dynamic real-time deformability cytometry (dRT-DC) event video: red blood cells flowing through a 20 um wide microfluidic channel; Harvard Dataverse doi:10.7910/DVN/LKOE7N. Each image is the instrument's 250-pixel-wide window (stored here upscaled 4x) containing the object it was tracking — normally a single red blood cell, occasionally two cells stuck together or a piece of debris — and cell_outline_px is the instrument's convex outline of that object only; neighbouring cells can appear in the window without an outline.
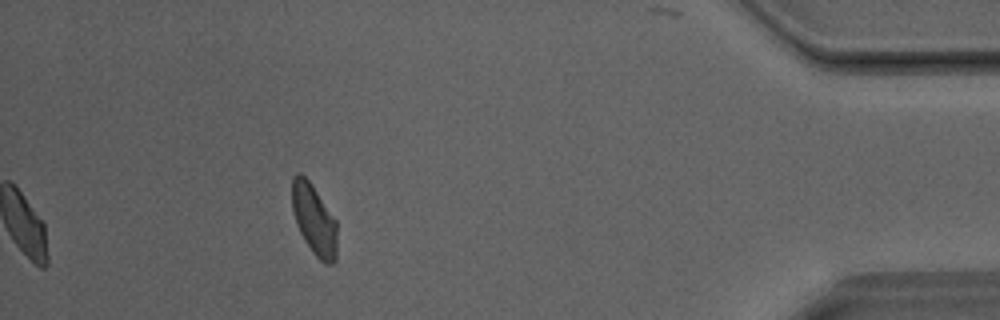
{"species": "Egyptian fruit bat (a non-hibernating species)", "species_latin": "Rousettus aegyptiacus", "temperature_condition": "room temperature", "stored_images_in_passage": 35, "camera_frame_rate_fps": 3000, "um_per_image_px": 0.085, "animal": {"sex": "male"}, "frame": {"image": 1, "passage_image": 35, "time_ms": 11.333, "image_size_px": [1000, 320], "cell_outline_px": [[336, 260], [332, 264], [324, 264], [312, 252], [304, 240], [296, 224], [292, 208], [292, 180], [296, 172], [300, 172], [308, 180], [336, 220]], "centroid_in_image_um": [26.69, 18.69], "position_along_channel_um": 408.5, "area_um2": 18.38}}